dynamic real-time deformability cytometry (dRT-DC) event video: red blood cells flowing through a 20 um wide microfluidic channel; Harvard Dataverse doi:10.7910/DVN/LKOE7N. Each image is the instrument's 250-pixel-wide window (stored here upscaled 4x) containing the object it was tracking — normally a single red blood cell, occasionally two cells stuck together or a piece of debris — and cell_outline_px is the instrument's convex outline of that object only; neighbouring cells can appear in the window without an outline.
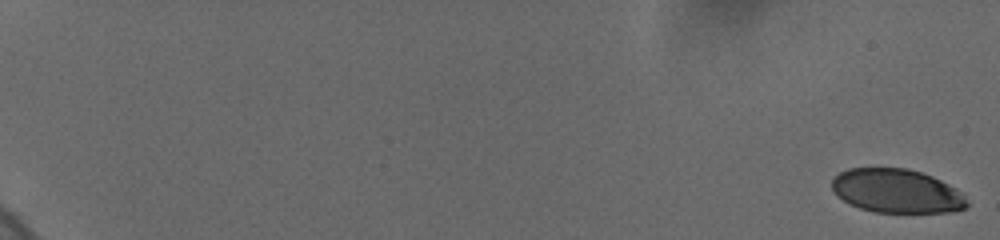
{"species": "human", "species_latin": "Homo sapiens", "temperature_condition": "cold", "stored_images_in_passage": 63, "camera_frame_rate_fps": 3000, "um_per_image_px": 0.085, "donor": {"sex": "female"}, "frame": {"image": 1, "passage_image": 1, "time_ms": 0.0, "image_size_px": [1000, 240], "cell_outline_px": [[968, 204], [964, 208], [952, 212], [876, 212], [860, 208], [848, 204], [836, 196], [832, 188], [832, 180], [840, 172], [848, 168], [908, 168], [932, 176], [964, 192]], "centroid_in_image_um": [76.22, 16.23], "position_along_channel_um": 8.8, "area_um2": 34.68}}
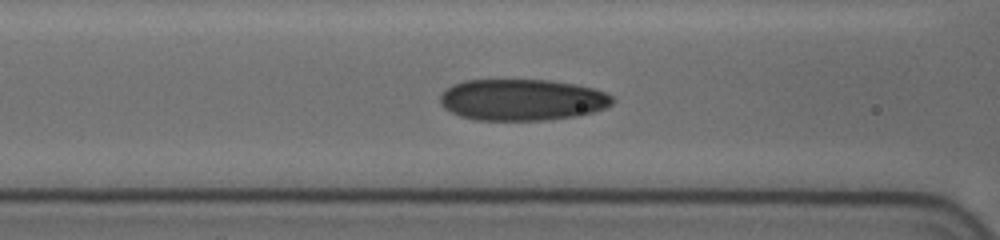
{"frame": {"image": 2, "passage_image": 37, "time_ms": 9.333, "image_size_px": [1000, 240], "cell_outline_px": [[616, 100], [612, 104], [604, 108], [592, 112], [576, 116], [544, 120], [476, 120], [460, 116], [444, 108], [440, 104], [440, 96], [452, 84], [464, 80], [548, 80], [576, 84], [592, 88], [604, 92], [612, 96]], "centroid_in_image_um": [44.37, 8.48], "position_along_channel_um": 122.2, "area_um2": 41.62}}
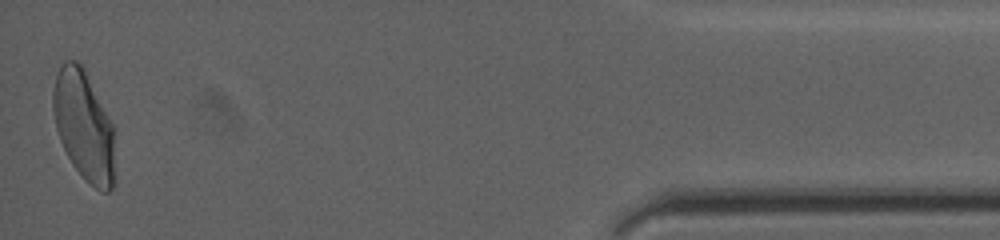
{"frame": {"image": 3, "passage_image": 63, "time_ms": 19.333, "image_size_px": [1000, 240], "cell_outline_px": [[116, 180], [112, 188], [108, 192], [100, 192], [84, 180], [72, 164], [60, 140], [56, 128], [52, 108], [52, 92], [56, 76], [64, 60], [76, 60], [84, 68], [116, 128]], "centroid_in_image_um": [7.2, 10.75], "position_along_channel_um": 428.0, "area_um2": 40.86}, "authors_computed_cell_mechanics": {"area_um2": 39.7086, "velocity_mm_per_s": 3.6923, "shape_relaxation_time_tau1_ms": 6.9441, "shape_relaxation_time_tau2_ms": 1.2711, "deformation_change_tau1": 0.1796, "deformation_change_tau2": 0.0595}}